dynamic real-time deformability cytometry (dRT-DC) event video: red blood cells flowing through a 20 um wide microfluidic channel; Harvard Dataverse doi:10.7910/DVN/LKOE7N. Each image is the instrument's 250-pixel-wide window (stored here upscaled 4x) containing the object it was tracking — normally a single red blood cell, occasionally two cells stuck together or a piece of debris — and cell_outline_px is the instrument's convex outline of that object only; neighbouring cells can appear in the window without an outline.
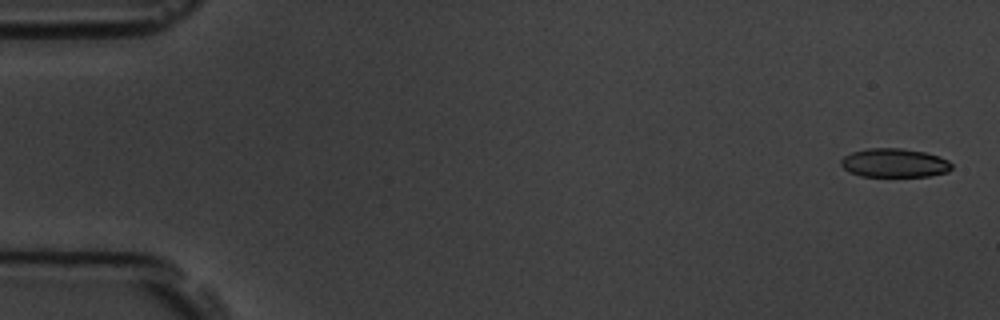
{"species": "common noctule bat (a hibernating species)", "species_latin": "Nyctalus noctula", "temperature_condition": "room temperature", "stored_images_in_passage": 4, "camera_frame_rate_fps": 3000, "um_per_image_px": 0.085, "animal": {"sex": "male", "body_mass_g": 19.5, "forearm_length_mm": 54.6}, "frame": {"image": 1, "passage_image": 1, "time_ms": 0.0, "image_size_px": [1000, 320], "cell_outline_px": [[952, 168], [948, 172], [928, 176], [860, 176], [848, 172], [840, 164], [840, 160], [844, 156], [852, 152], [868, 148], [900, 148], [924, 152], [940, 156], [948, 160], [952, 164]], "centroid_in_image_um": [76.02, 13.85], "position_along_channel_um": 9.0, "area_um2": 18.67}}
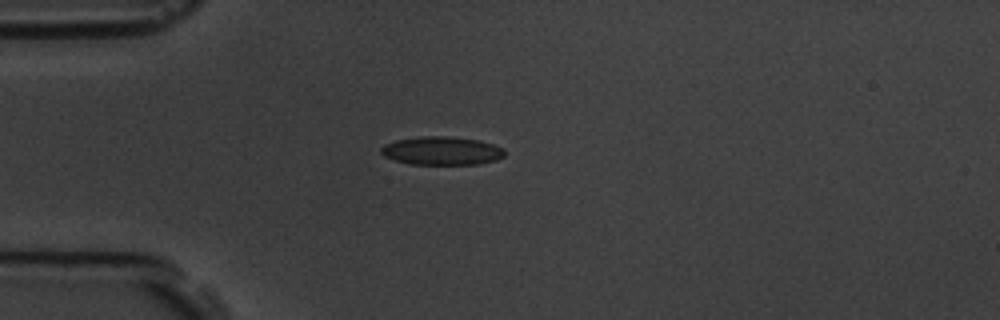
{"frame": {"image": 2, "passage_image": 4, "time_ms": 4.333, "image_size_px": [1000, 320], "cell_outline_px": [[504, 156], [496, 160], [476, 164], [412, 164], [396, 160], [384, 156], [380, 152], [380, 148], [384, 144], [396, 140], [420, 136], [448, 136], [480, 140], [504, 148]], "centroid_in_image_um": [37.54, 12.81], "position_along_channel_um": 47.5, "area_um2": 20.4}}